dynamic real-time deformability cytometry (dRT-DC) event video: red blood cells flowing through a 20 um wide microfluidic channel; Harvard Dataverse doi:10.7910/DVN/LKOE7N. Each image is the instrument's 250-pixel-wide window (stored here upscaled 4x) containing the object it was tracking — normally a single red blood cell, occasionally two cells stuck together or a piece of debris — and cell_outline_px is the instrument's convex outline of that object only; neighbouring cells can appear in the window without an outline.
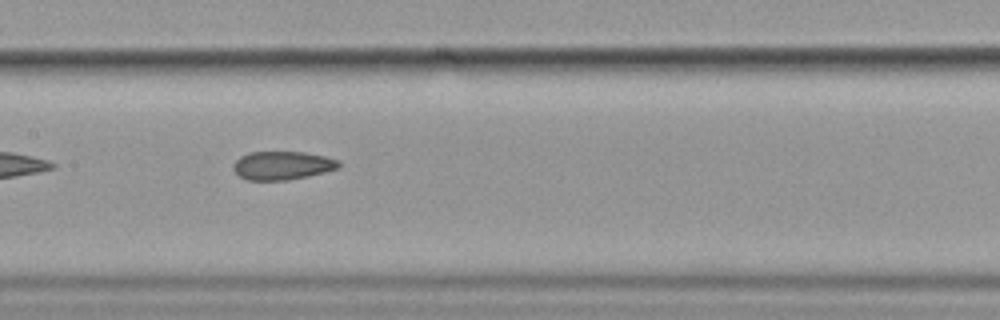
{"species": "common noctule bat (a hibernating species)", "species_latin": "Nyctalus noctula", "temperature_condition": "cold", "stored_images_in_passage": 9, "camera_frame_rate_fps": 3000, "um_per_image_px": 0.085, "animal": {"sex": "female", "body_mass_g": 19.9}, "frame": {"image": 1, "passage_image": 8, "time_ms": 9.333, "image_size_px": [1000, 320], "cell_outline_px": [[340, 168], [308, 176], [288, 180], [248, 180], [240, 176], [232, 168], [232, 164], [240, 156], [248, 152], [304, 152], [324, 156], [340, 160]], "centroid_in_image_um": [24.0, 14.06], "position_along_channel_um": 183.4, "area_um2": 17.57}}